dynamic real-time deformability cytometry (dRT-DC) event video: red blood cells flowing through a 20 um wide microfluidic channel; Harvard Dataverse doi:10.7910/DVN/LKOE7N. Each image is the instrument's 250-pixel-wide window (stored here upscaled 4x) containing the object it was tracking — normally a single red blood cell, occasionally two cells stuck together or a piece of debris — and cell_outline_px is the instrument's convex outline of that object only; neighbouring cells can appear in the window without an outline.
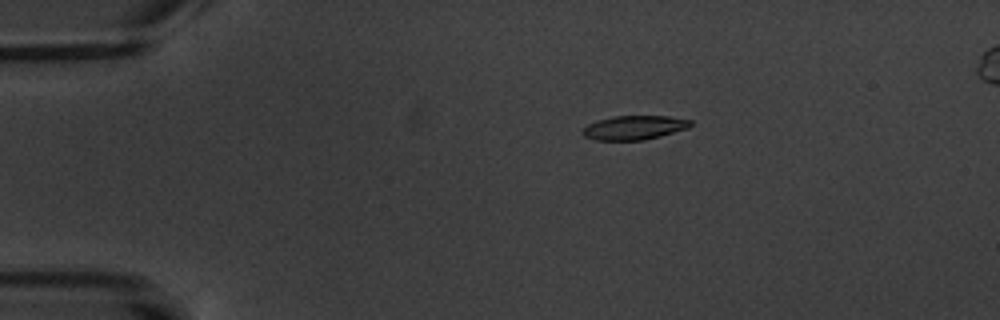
{"species": "common noctule bat (a hibernating species)", "species_latin": "Nyctalus noctula", "temperature_condition": "warm", "stored_images_in_passage": 7, "camera_frame_rate_fps": 3000, "um_per_image_px": 0.085, "animal": {"sex": "male", "body_mass_g": 20.1, "forearm_length_mm": 53.5}, "frame": {"image": 1, "passage_image": 4, "time_ms": 3.333, "image_size_px": [1000, 320], "cell_outline_px": [[692, 124], [688, 128], [660, 136], [644, 140], [596, 140], [584, 136], [580, 132], [588, 124], [596, 120], [612, 116], [668, 116], [692, 120]], "centroid_in_image_um": [53.89, 10.84], "position_along_channel_um": 31.1, "area_um2": 15.2}}